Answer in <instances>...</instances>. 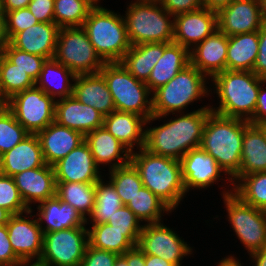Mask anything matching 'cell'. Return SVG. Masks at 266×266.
<instances>
[{"instance_id": "6da1fadb", "label": "cell", "mask_w": 266, "mask_h": 266, "mask_svg": "<svg viewBox=\"0 0 266 266\" xmlns=\"http://www.w3.org/2000/svg\"><path fill=\"white\" fill-rule=\"evenodd\" d=\"M210 106L184 114L169 122L145 129L144 149L152 154L180 160L193 148L200 147Z\"/></svg>"}, {"instance_id": "7a4b0ae2", "label": "cell", "mask_w": 266, "mask_h": 266, "mask_svg": "<svg viewBox=\"0 0 266 266\" xmlns=\"http://www.w3.org/2000/svg\"><path fill=\"white\" fill-rule=\"evenodd\" d=\"M130 163L138 171L144 187L148 188L171 210L184 198L180 160L150 153L144 148L130 155Z\"/></svg>"}, {"instance_id": "3957f363", "label": "cell", "mask_w": 266, "mask_h": 266, "mask_svg": "<svg viewBox=\"0 0 266 266\" xmlns=\"http://www.w3.org/2000/svg\"><path fill=\"white\" fill-rule=\"evenodd\" d=\"M248 124L249 121L214 112L207 117L200 147L230 175L229 181L239 173L244 130Z\"/></svg>"}, {"instance_id": "277c9868", "label": "cell", "mask_w": 266, "mask_h": 266, "mask_svg": "<svg viewBox=\"0 0 266 266\" xmlns=\"http://www.w3.org/2000/svg\"><path fill=\"white\" fill-rule=\"evenodd\" d=\"M218 95L219 107L212 112L230 118L250 121L254 116L261 81L253 71L225 70L211 79Z\"/></svg>"}, {"instance_id": "5b68a950", "label": "cell", "mask_w": 266, "mask_h": 266, "mask_svg": "<svg viewBox=\"0 0 266 266\" xmlns=\"http://www.w3.org/2000/svg\"><path fill=\"white\" fill-rule=\"evenodd\" d=\"M207 78L191 63L183 68L171 81L152 93V113L146 124L169 114L181 113L191 102L209 95ZM208 93V94H207Z\"/></svg>"}, {"instance_id": "8992f818", "label": "cell", "mask_w": 266, "mask_h": 266, "mask_svg": "<svg viewBox=\"0 0 266 266\" xmlns=\"http://www.w3.org/2000/svg\"><path fill=\"white\" fill-rule=\"evenodd\" d=\"M82 27L105 63L121 62L131 47L124 18L100 5L90 10Z\"/></svg>"}, {"instance_id": "52a82bcc", "label": "cell", "mask_w": 266, "mask_h": 266, "mask_svg": "<svg viewBox=\"0 0 266 266\" xmlns=\"http://www.w3.org/2000/svg\"><path fill=\"white\" fill-rule=\"evenodd\" d=\"M123 16L131 45L172 43L173 18L160 1H135ZM169 18V19H168Z\"/></svg>"}, {"instance_id": "ba28073f", "label": "cell", "mask_w": 266, "mask_h": 266, "mask_svg": "<svg viewBox=\"0 0 266 266\" xmlns=\"http://www.w3.org/2000/svg\"><path fill=\"white\" fill-rule=\"evenodd\" d=\"M114 101L115 110L132 112L148 120L152 115L151 91L137 80L121 62L105 63L100 70Z\"/></svg>"}, {"instance_id": "9c48e42d", "label": "cell", "mask_w": 266, "mask_h": 266, "mask_svg": "<svg viewBox=\"0 0 266 266\" xmlns=\"http://www.w3.org/2000/svg\"><path fill=\"white\" fill-rule=\"evenodd\" d=\"M53 58L75 75L99 73L105 64L82 26L60 28Z\"/></svg>"}, {"instance_id": "30bf717a", "label": "cell", "mask_w": 266, "mask_h": 266, "mask_svg": "<svg viewBox=\"0 0 266 266\" xmlns=\"http://www.w3.org/2000/svg\"><path fill=\"white\" fill-rule=\"evenodd\" d=\"M228 221L249 255L266 247V211L242 202L232 190L223 191Z\"/></svg>"}, {"instance_id": "8fae6325", "label": "cell", "mask_w": 266, "mask_h": 266, "mask_svg": "<svg viewBox=\"0 0 266 266\" xmlns=\"http://www.w3.org/2000/svg\"><path fill=\"white\" fill-rule=\"evenodd\" d=\"M83 225L44 233L39 266H80L88 242V228Z\"/></svg>"}, {"instance_id": "7c38bea8", "label": "cell", "mask_w": 266, "mask_h": 266, "mask_svg": "<svg viewBox=\"0 0 266 266\" xmlns=\"http://www.w3.org/2000/svg\"><path fill=\"white\" fill-rule=\"evenodd\" d=\"M55 103L35 85L8 99V109L29 134H36L55 121Z\"/></svg>"}, {"instance_id": "4fadbf2b", "label": "cell", "mask_w": 266, "mask_h": 266, "mask_svg": "<svg viewBox=\"0 0 266 266\" xmlns=\"http://www.w3.org/2000/svg\"><path fill=\"white\" fill-rule=\"evenodd\" d=\"M137 246L144 254L161 257L175 266H181L184 256L193 251L184 239L161 222L144 224Z\"/></svg>"}, {"instance_id": "5bb4252c", "label": "cell", "mask_w": 266, "mask_h": 266, "mask_svg": "<svg viewBox=\"0 0 266 266\" xmlns=\"http://www.w3.org/2000/svg\"><path fill=\"white\" fill-rule=\"evenodd\" d=\"M6 227L17 257L25 264H31V261L37 264L42 254L44 237L37 219H28L23 213L11 215Z\"/></svg>"}, {"instance_id": "9a60e30c", "label": "cell", "mask_w": 266, "mask_h": 266, "mask_svg": "<svg viewBox=\"0 0 266 266\" xmlns=\"http://www.w3.org/2000/svg\"><path fill=\"white\" fill-rule=\"evenodd\" d=\"M264 23L260 0H233L217 13L218 30L228 37L259 31Z\"/></svg>"}, {"instance_id": "2e32d148", "label": "cell", "mask_w": 266, "mask_h": 266, "mask_svg": "<svg viewBox=\"0 0 266 266\" xmlns=\"http://www.w3.org/2000/svg\"><path fill=\"white\" fill-rule=\"evenodd\" d=\"M173 20V42L189 51L218 30L217 13L206 8L176 15Z\"/></svg>"}, {"instance_id": "e0dca14e", "label": "cell", "mask_w": 266, "mask_h": 266, "mask_svg": "<svg viewBox=\"0 0 266 266\" xmlns=\"http://www.w3.org/2000/svg\"><path fill=\"white\" fill-rule=\"evenodd\" d=\"M53 169L56 182L96 183L102 178L85 141L55 163Z\"/></svg>"}, {"instance_id": "ac0fdd59", "label": "cell", "mask_w": 266, "mask_h": 266, "mask_svg": "<svg viewBox=\"0 0 266 266\" xmlns=\"http://www.w3.org/2000/svg\"><path fill=\"white\" fill-rule=\"evenodd\" d=\"M181 171L186 192L190 188H207L218 181L225 171L216 160L201 147L193 148L181 159Z\"/></svg>"}, {"instance_id": "d6986e66", "label": "cell", "mask_w": 266, "mask_h": 266, "mask_svg": "<svg viewBox=\"0 0 266 266\" xmlns=\"http://www.w3.org/2000/svg\"><path fill=\"white\" fill-rule=\"evenodd\" d=\"M19 194L30 210L32 203H41L56 195V179L53 166L45 165L28 169L12 176Z\"/></svg>"}, {"instance_id": "ffe728a7", "label": "cell", "mask_w": 266, "mask_h": 266, "mask_svg": "<svg viewBox=\"0 0 266 266\" xmlns=\"http://www.w3.org/2000/svg\"><path fill=\"white\" fill-rule=\"evenodd\" d=\"M55 122L85 136L91 131L103 127L104 115L70 96L56 99Z\"/></svg>"}, {"instance_id": "44dd1931", "label": "cell", "mask_w": 266, "mask_h": 266, "mask_svg": "<svg viewBox=\"0 0 266 266\" xmlns=\"http://www.w3.org/2000/svg\"><path fill=\"white\" fill-rule=\"evenodd\" d=\"M228 36L216 30L190 50V63L211 79L226 70Z\"/></svg>"}, {"instance_id": "7402d4cb", "label": "cell", "mask_w": 266, "mask_h": 266, "mask_svg": "<svg viewBox=\"0 0 266 266\" xmlns=\"http://www.w3.org/2000/svg\"><path fill=\"white\" fill-rule=\"evenodd\" d=\"M47 165L53 166L85 141V136L55 121L36 133Z\"/></svg>"}, {"instance_id": "603a6c76", "label": "cell", "mask_w": 266, "mask_h": 266, "mask_svg": "<svg viewBox=\"0 0 266 266\" xmlns=\"http://www.w3.org/2000/svg\"><path fill=\"white\" fill-rule=\"evenodd\" d=\"M59 30L55 23L38 22L18 32L9 43L21 51L51 59L55 54Z\"/></svg>"}, {"instance_id": "cb8c5ba5", "label": "cell", "mask_w": 266, "mask_h": 266, "mask_svg": "<svg viewBox=\"0 0 266 266\" xmlns=\"http://www.w3.org/2000/svg\"><path fill=\"white\" fill-rule=\"evenodd\" d=\"M72 96L82 104L95 108L102 115L115 111V105L103 75L99 73L76 75Z\"/></svg>"}, {"instance_id": "d4e9b609", "label": "cell", "mask_w": 266, "mask_h": 266, "mask_svg": "<svg viewBox=\"0 0 266 266\" xmlns=\"http://www.w3.org/2000/svg\"><path fill=\"white\" fill-rule=\"evenodd\" d=\"M257 172H266L265 122L260 124L249 123L245 127L240 170L230 184L233 186L235 180L240 177Z\"/></svg>"}, {"instance_id": "484cf974", "label": "cell", "mask_w": 266, "mask_h": 266, "mask_svg": "<svg viewBox=\"0 0 266 266\" xmlns=\"http://www.w3.org/2000/svg\"><path fill=\"white\" fill-rule=\"evenodd\" d=\"M145 126L146 119L132 112L115 110L109 115L104 116L103 128L131 153L136 145L137 149L144 148L145 129L143 127Z\"/></svg>"}, {"instance_id": "4316f807", "label": "cell", "mask_w": 266, "mask_h": 266, "mask_svg": "<svg viewBox=\"0 0 266 266\" xmlns=\"http://www.w3.org/2000/svg\"><path fill=\"white\" fill-rule=\"evenodd\" d=\"M39 139L36 134H29L13 149L1 155L0 173L14 176L28 169L45 166Z\"/></svg>"}, {"instance_id": "83f0119b", "label": "cell", "mask_w": 266, "mask_h": 266, "mask_svg": "<svg viewBox=\"0 0 266 266\" xmlns=\"http://www.w3.org/2000/svg\"><path fill=\"white\" fill-rule=\"evenodd\" d=\"M85 142L98 167L110 164L109 170H112L130 163L131 152L103 127L86 134Z\"/></svg>"}, {"instance_id": "f1b7e54d", "label": "cell", "mask_w": 266, "mask_h": 266, "mask_svg": "<svg viewBox=\"0 0 266 266\" xmlns=\"http://www.w3.org/2000/svg\"><path fill=\"white\" fill-rule=\"evenodd\" d=\"M37 209L39 212L37 221L43 234L88 224V221L74 207L63 202L56 195L41 202ZM43 221H46L44 227Z\"/></svg>"}, {"instance_id": "f546056e", "label": "cell", "mask_w": 266, "mask_h": 266, "mask_svg": "<svg viewBox=\"0 0 266 266\" xmlns=\"http://www.w3.org/2000/svg\"><path fill=\"white\" fill-rule=\"evenodd\" d=\"M190 64V51L177 43H164L163 55L159 58L146 82L153 92L171 81L183 68Z\"/></svg>"}, {"instance_id": "4dcf8cb0", "label": "cell", "mask_w": 266, "mask_h": 266, "mask_svg": "<svg viewBox=\"0 0 266 266\" xmlns=\"http://www.w3.org/2000/svg\"><path fill=\"white\" fill-rule=\"evenodd\" d=\"M141 231H119L108 223L92 224L88 229L89 245L122 255L137 246Z\"/></svg>"}, {"instance_id": "1f68e13d", "label": "cell", "mask_w": 266, "mask_h": 266, "mask_svg": "<svg viewBox=\"0 0 266 266\" xmlns=\"http://www.w3.org/2000/svg\"><path fill=\"white\" fill-rule=\"evenodd\" d=\"M75 77L69 68L51 58L43 63L35 85L54 100L57 97L64 99L72 96L74 84H71L70 80L74 81Z\"/></svg>"}, {"instance_id": "d6a6232c", "label": "cell", "mask_w": 266, "mask_h": 266, "mask_svg": "<svg viewBox=\"0 0 266 266\" xmlns=\"http://www.w3.org/2000/svg\"><path fill=\"white\" fill-rule=\"evenodd\" d=\"M258 31L228 37L226 70L253 71L258 54Z\"/></svg>"}, {"instance_id": "836d02e7", "label": "cell", "mask_w": 266, "mask_h": 266, "mask_svg": "<svg viewBox=\"0 0 266 266\" xmlns=\"http://www.w3.org/2000/svg\"><path fill=\"white\" fill-rule=\"evenodd\" d=\"M164 43L131 45L121 64L139 81L146 83L152 69L163 55Z\"/></svg>"}, {"instance_id": "e575fe53", "label": "cell", "mask_w": 266, "mask_h": 266, "mask_svg": "<svg viewBox=\"0 0 266 266\" xmlns=\"http://www.w3.org/2000/svg\"><path fill=\"white\" fill-rule=\"evenodd\" d=\"M56 196L88 220L86 217L91 215L95 201V183L56 182Z\"/></svg>"}, {"instance_id": "d590c367", "label": "cell", "mask_w": 266, "mask_h": 266, "mask_svg": "<svg viewBox=\"0 0 266 266\" xmlns=\"http://www.w3.org/2000/svg\"><path fill=\"white\" fill-rule=\"evenodd\" d=\"M233 194L245 204L266 211V172L240 177L233 185Z\"/></svg>"}, {"instance_id": "8d00e7d4", "label": "cell", "mask_w": 266, "mask_h": 266, "mask_svg": "<svg viewBox=\"0 0 266 266\" xmlns=\"http://www.w3.org/2000/svg\"><path fill=\"white\" fill-rule=\"evenodd\" d=\"M107 182L100 179L95 183V201L89 216L92 224L106 223L123 206L115 187L110 181Z\"/></svg>"}, {"instance_id": "74e56055", "label": "cell", "mask_w": 266, "mask_h": 266, "mask_svg": "<svg viewBox=\"0 0 266 266\" xmlns=\"http://www.w3.org/2000/svg\"><path fill=\"white\" fill-rule=\"evenodd\" d=\"M136 217L147 224L160 223L162 213L172 210L148 188L142 187L126 205ZM163 211V212H162Z\"/></svg>"}, {"instance_id": "f35d334b", "label": "cell", "mask_w": 266, "mask_h": 266, "mask_svg": "<svg viewBox=\"0 0 266 266\" xmlns=\"http://www.w3.org/2000/svg\"><path fill=\"white\" fill-rule=\"evenodd\" d=\"M35 86V82L0 53V96L10 99L16 93Z\"/></svg>"}, {"instance_id": "ab89813d", "label": "cell", "mask_w": 266, "mask_h": 266, "mask_svg": "<svg viewBox=\"0 0 266 266\" xmlns=\"http://www.w3.org/2000/svg\"><path fill=\"white\" fill-rule=\"evenodd\" d=\"M94 6L89 0H55V24L59 28L81 27Z\"/></svg>"}, {"instance_id": "60d3db41", "label": "cell", "mask_w": 266, "mask_h": 266, "mask_svg": "<svg viewBox=\"0 0 266 266\" xmlns=\"http://www.w3.org/2000/svg\"><path fill=\"white\" fill-rule=\"evenodd\" d=\"M109 172V181L115 187L123 205H127L144 186L138 171L131 163L109 170Z\"/></svg>"}, {"instance_id": "b9f144b4", "label": "cell", "mask_w": 266, "mask_h": 266, "mask_svg": "<svg viewBox=\"0 0 266 266\" xmlns=\"http://www.w3.org/2000/svg\"><path fill=\"white\" fill-rule=\"evenodd\" d=\"M28 135L29 132L19 124L8 108L0 115V155L13 149Z\"/></svg>"}, {"instance_id": "7bdbcfd3", "label": "cell", "mask_w": 266, "mask_h": 266, "mask_svg": "<svg viewBox=\"0 0 266 266\" xmlns=\"http://www.w3.org/2000/svg\"><path fill=\"white\" fill-rule=\"evenodd\" d=\"M11 63L27 72L31 79L36 82L40 76L42 65L46 58L21 51L5 41L1 52Z\"/></svg>"}, {"instance_id": "ee69618b", "label": "cell", "mask_w": 266, "mask_h": 266, "mask_svg": "<svg viewBox=\"0 0 266 266\" xmlns=\"http://www.w3.org/2000/svg\"><path fill=\"white\" fill-rule=\"evenodd\" d=\"M0 207L7 210L11 215L25 213L31 214L23 202L13 177L0 173Z\"/></svg>"}, {"instance_id": "f6af8a7d", "label": "cell", "mask_w": 266, "mask_h": 266, "mask_svg": "<svg viewBox=\"0 0 266 266\" xmlns=\"http://www.w3.org/2000/svg\"><path fill=\"white\" fill-rule=\"evenodd\" d=\"M39 21L29 8L9 11L4 15L3 36L5 41H10L18 32L37 24Z\"/></svg>"}, {"instance_id": "bcb514c9", "label": "cell", "mask_w": 266, "mask_h": 266, "mask_svg": "<svg viewBox=\"0 0 266 266\" xmlns=\"http://www.w3.org/2000/svg\"><path fill=\"white\" fill-rule=\"evenodd\" d=\"M140 220L126 205L118 209L106 222L119 231H142Z\"/></svg>"}, {"instance_id": "7dc6e473", "label": "cell", "mask_w": 266, "mask_h": 266, "mask_svg": "<svg viewBox=\"0 0 266 266\" xmlns=\"http://www.w3.org/2000/svg\"><path fill=\"white\" fill-rule=\"evenodd\" d=\"M117 254L87 245L80 266H114Z\"/></svg>"}, {"instance_id": "c3c4849f", "label": "cell", "mask_w": 266, "mask_h": 266, "mask_svg": "<svg viewBox=\"0 0 266 266\" xmlns=\"http://www.w3.org/2000/svg\"><path fill=\"white\" fill-rule=\"evenodd\" d=\"M24 263L13 251L6 225L0 226V266H21Z\"/></svg>"}, {"instance_id": "681fc988", "label": "cell", "mask_w": 266, "mask_h": 266, "mask_svg": "<svg viewBox=\"0 0 266 266\" xmlns=\"http://www.w3.org/2000/svg\"><path fill=\"white\" fill-rule=\"evenodd\" d=\"M163 8L173 17L203 8V0H159Z\"/></svg>"}, {"instance_id": "f907efd6", "label": "cell", "mask_w": 266, "mask_h": 266, "mask_svg": "<svg viewBox=\"0 0 266 266\" xmlns=\"http://www.w3.org/2000/svg\"><path fill=\"white\" fill-rule=\"evenodd\" d=\"M54 1L55 0H31L28 8L39 22L55 23Z\"/></svg>"}, {"instance_id": "816d5d0a", "label": "cell", "mask_w": 266, "mask_h": 266, "mask_svg": "<svg viewBox=\"0 0 266 266\" xmlns=\"http://www.w3.org/2000/svg\"><path fill=\"white\" fill-rule=\"evenodd\" d=\"M259 47L254 64L253 72L263 79H266V22L258 31Z\"/></svg>"}, {"instance_id": "f5cc1de1", "label": "cell", "mask_w": 266, "mask_h": 266, "mask_svg": "<svg viewBox=\"0 0 266 266\" xmlns=\"http://www.w3.org/2000/svg\"><path fill=\"white\" fill-rule=\"evenodd\" d=\"M266 79L261 81L256 110L254 116L249 121L250 124H260L266 122V90L262 87L265 85Z\"/></svg>"}, {"instance_id": "db71d44e", "label": "cell", "mask_w": 266, "mask_h": 266, "mask_svg": "<svg viewBox=\"0 0 266 266\" xmlns=\"http://www.w3.org/2000/svg\"><path fill=\"white\" fill-rule=\"evenodd\" d=\"M126 261L129 266H145V254L138 246H134L126 251Z\"/></svg>"}, {"instance_id": "11a10c76", "label": "cell", "mask_w": 266, "mask_h": 266, "mask_svg": "<svg viewBox=\"0 0 266 266\" xmlns=\"http://www.w3.org/2000/svg\"><path fill=\"white\" fill-rule=\"evenodd\" d=\"M4 15L9 11L28 8L31 0H1Z\"/></svg>"}, {"instance_id": "9f6ffc18", "label": "cell", "mask_w": 266, "mask_h": 266, "mask_svg": "<svg viewBox=\"0 0 266 266\" xmlns=\"http://www.w3.org/2000/svg\"><path fill=\"white\" fill-rule=\"evenodd\" d=\"M233 0H203V8L218 13L226 8Z\"/></svg>"}, {"instance_id": "6f0895ef", "label": "cell", "mask_w": 266, "mask_h": 266, "mask_svg": "<svg viewBox=\"0 0 266 266\" xmlns=\"http://www.w3.org/2000/svg\"><path fill=\"white\" fill-rule=\"evenodd\" d=\"M145 266H175L161 257L145 254Z\"/></svg>"}, {"instance_id": "680465c9", "label": "cell", "mask_w": 266, "mask_h": 266, "mask_svg": "<svg viewBox=\"0 0 266 266\" xmlns=\"http://www.w3.org/2000/svg\"><path fill=\"white\" fill-rule=\"evenodd\" d=\"M255 262L254 266H266V247L250 255Z\"/></svg>"}, {"instance_id": "91938a15", "label": "cell", "mask_w": 266, "mask_h": 266, "mask_svg": "<svg viewBox=\"0 0 266 266\" xmlns=\"http://www.w3.org/2000/svg\"><path fill=\"white\" fill-rule=\"evenodd\" d=\"M218 266H242L239 259L236 260L234 256H227L218 263Z\"/></svg>"}, {"instance_id": "94428289", "label": "cell", "mask_w": 266, "mask_h": 266, "mask_svg": "<svg viewBox=\"0 0 266 266\" xmlns=\"http://www.w3.org/2000/svg\"><path fill=\"white\" fill-rule=\"evenodd\" d=\"M10 216L11 214L7 210L0 207V226L6 225L8 223Z\"/></svg>"}, {"instance_id": "6125c7cd", "label": "cell", "mask_w": 266, "mask_h": 266, "mask_svg": "<svg viewBox=\"0 0 266 266\" xmlns=\"http://www.w3.org/2000/svg\"><path fill=\"white\" fill-rule=\"evenodd\" d=\"M114 266H129L126 261V252L122 255H117Z\"/></svg>"}, {"instance_id": "be15d7a7", "label": "cell", "mask_w": 266, "mask_h": 266, "mask_svg": "<svg viewBox=\"0 0 266 266\" xmlns=\"http://www.w3.org/2000/svg\"><path fill=\"white\" fill-rule=\"evenodd\" d=\"M8 108V100L0 96V115H2Z\"/></svg>"}, {"instance_id": "e7e4bbea", "label": "cell", "mask_w": 266, "mask_h": 266, "mask_svg": "<svg viewBox=\"0 0 266 266\" xmlns=\"http://www.w3.org/2000/svg\"><path fill=\"white\" fill-rule=\"evenodd\" d=\"M3 24H4V22H0V53L2 52V49H3L4 44H5V39L3 36Z\"/></svg>"}, {"instance_id": "03108f58", "label": "cell", "mask_w": 266, "mask_h": 266, "mask_svg": "<svg viewBox=\"0 0 266 266\" xmlns=\"http://www.w3.org/2000/svg\"><path fill=\"white\" fill-rule=\"evenodd\" d=\"M261 2V7H262V14L264 21L266 22V0H260Z\"/></svg>"}, {"instance_id": "003e7915", "label": "cell", "mask_w": 266, "mask_h": 266, "mask_svg": "<svg viewBox=\"0 0 266 266\" xmlns=\"http://www.w3.org/2000/svg\"><path fill=\"white\" fill-rule=\"evenodd\" d=\"M0 22H4V13L2 9V1L0 0Z\"/></svg>"}, {"instance_id": "a7ac6f4b", "label": "cell", "mask_w": 266, "mask_h": 266, "mask_svg": "<svg viewBox=\"0 0 266 266\" xmlns=\"http://www.w3.org/2000/svg\"><path fill=\"white\" fill-rule=\"evenodd\" d=\"M21 266H39V265H38V264H36V263H33V264H32V263H31V264H25V263H24V264H23V265H21Z\"/></svg>"}, {"instance_id": "89a4df30", "label": "cell", "mask_w": 266, "mask_h": 266, "mask_svg": "<svg viewBox=\"0 0 266 266\" xmlns=\"http://www.w3.org/2000/svg\"><path fill=\"white\" fill-rule=\"evenodd\" d=\"M89 1H91L94 5H99L97 3H99L100 0H89Z\"/></svg>"}, {"instance_id": "2644e50d", "label": "cell", "mask_w": 266, "mask_h": 266, "mask_svg": "<svg viewBox=\"0 0 266 266\" xmlns=\"http://www.w3.org/2000/svg\"><path fill=\"white\" fill-rule=\"evenodd\" d=\"M136 1H159V0H136Z\"/></svg>"}]
</instances>
